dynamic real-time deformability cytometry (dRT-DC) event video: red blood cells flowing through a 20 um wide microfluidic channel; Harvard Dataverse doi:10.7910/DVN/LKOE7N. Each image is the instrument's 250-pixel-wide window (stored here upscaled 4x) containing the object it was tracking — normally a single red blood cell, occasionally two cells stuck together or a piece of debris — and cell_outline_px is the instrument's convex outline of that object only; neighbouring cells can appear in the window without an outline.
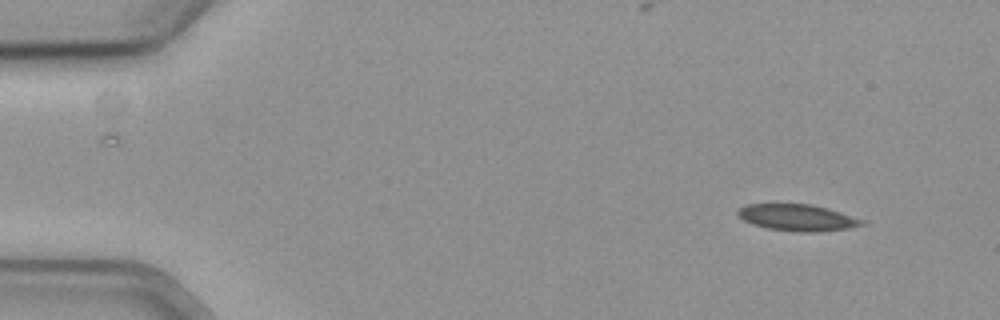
{"species": "common noctule bat (a hibernating species)", "species_latin": "Nyctalus noctula", "temperature_condition": "cold", "stored_images_in_passage": 12, "camera_frame_rate_fps": 3000, "um_per_image_px": 0.085, "animal": {"sex": "female", "body_mass_g": 19.3, "forearm_length_mm": 54.1}, "frame": {"image": 1, "passage_image": 1, "time_ms": 0.0, "image_size_px": [1000, 320], "cell_outline_px": [[868, 224], [848, 228], [812, 232], [800, 232], [768, 228], [752, 224], [744, 220], [736, 212], [740, 208], [748, 204], [812, 204], [828, 208], [868, 220]], "centroid_in_image_um": [67.87, 18.49], "position_along_channel_um": 17.1, "area_um2": 19.25}}
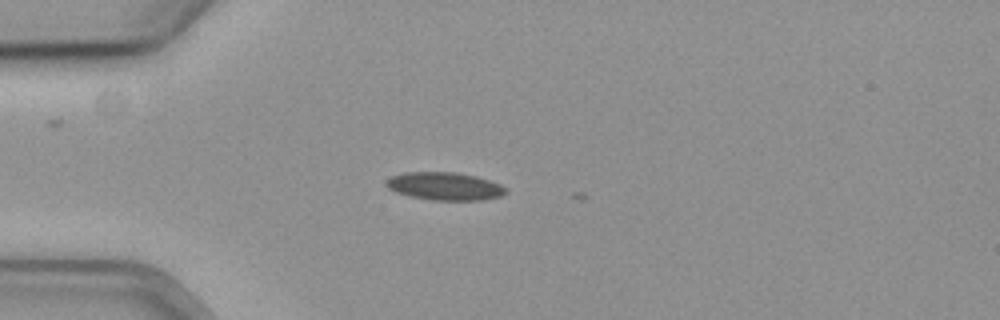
{"frame": {"image": 2, "passage_image": 11, "time_ms": 3.333, "image_size_px": [1000, 320], "cell_outline_px": [[508, 192], [500, 196], [480, 200], [432, 200], [412, 196], [396, 192], [388, 188], [384, 184], [392, 176], [404, 172], [456, 172], [476, 176], [500, 184], [508, 188]], "centroid_in_image_um": [37.82, 15.82], "position_along_channel_um": 47.2, "area_um2": 19.36}}